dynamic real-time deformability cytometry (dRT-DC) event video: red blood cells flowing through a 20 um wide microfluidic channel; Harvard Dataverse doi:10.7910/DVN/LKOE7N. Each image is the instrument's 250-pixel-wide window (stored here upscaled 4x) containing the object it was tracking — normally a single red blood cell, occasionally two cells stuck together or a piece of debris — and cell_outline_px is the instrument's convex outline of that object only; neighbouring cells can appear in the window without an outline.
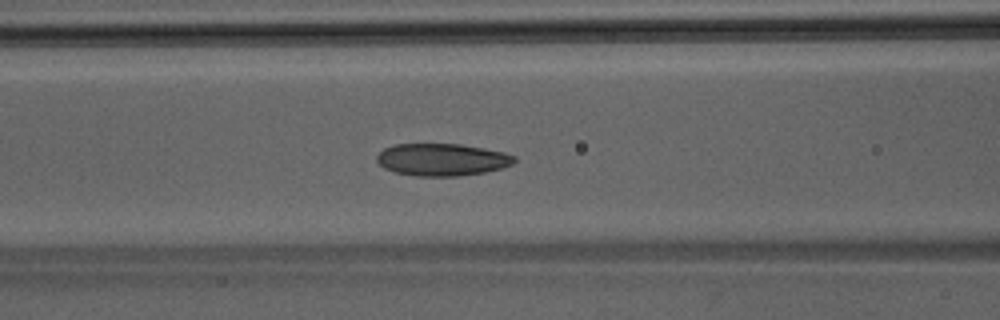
{"species": "Egyptian fruit bat (a non-hibernating species)", "species_latin": "Rousettus aegyptiacus", "temperature_condition": "room temperature", "stored_images_in_passage": 32, "camera_frame_rate_fps": 3000, "um_per_image_px": 0.085, "animal": {"sex": "male"}, "frame": {"image": 1, "passage_image": 5, "time_ms": 1.333, "image_size_px": [1000, 320], "cell_outline_px": [[516, 160], [512, 164], [500, 168], [484, 172], [456, 176], [416, 176], [396, 172], [384, 168], [376, 160], [376, 156], [384, 148], [396, 144], [460, 144], [484, 148], [504, 152], [516, 156]], "centroid_in_image_um": [37.57, 13.56], "position_along_channel_um": 129.0, "area_um2": 25.78}}
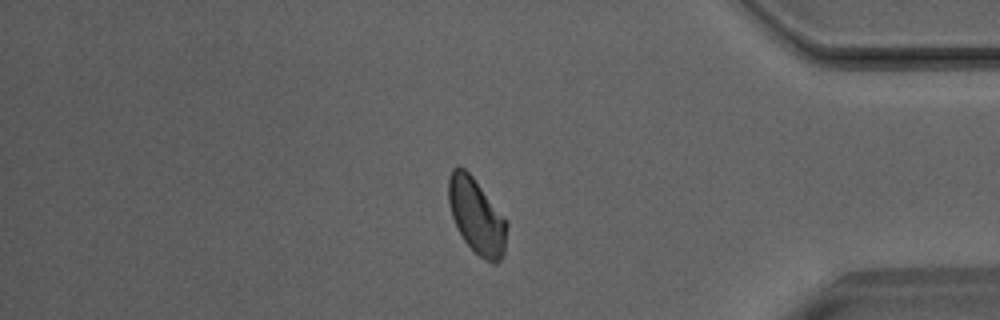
{"frame": {"image": 2, "passage_image": 25, "time_ms": 8.0, "image_size_px": [1000, 320], "cell_outline_px": [[508, 224], [504, 252], [500, 260], [496, 264], [492, 264], [484, 260], [464, 240], [456, 228], [452, 216], [448, 200], [448, 176], [452, 168], [464, 168], [472, 176], [508, 220]], "centroid_in_image_um": [40.52, 18.38], "position_along_channel_um": 394.7, "area_um2": 25.72}}
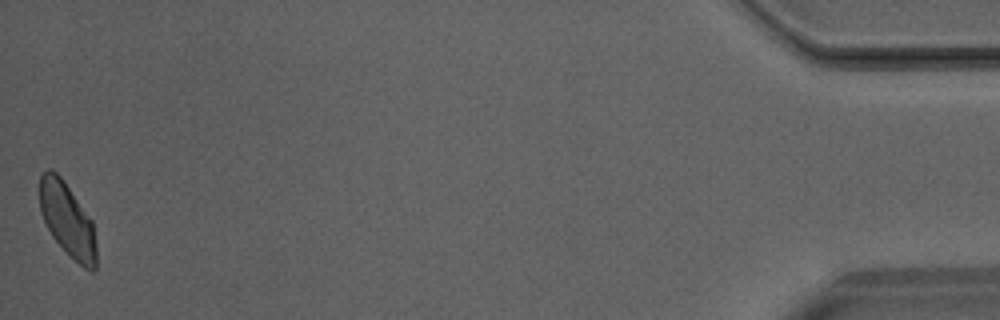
{"frame": {"image": 3, "passage_image": 32, "time_ms": 10.333, "image_size_px": [1000, 320], "cell_outline_px": [[96, 268], [92, 272], [84, 268], [52, 236], [40, 212], [40, 176], [48, 168], [52, 168], [64, 180], [92, 220], [96, 244]], "centroid_in_image_um": [5.74, 18.65], "position_along_channel_um": 429.5, "area_um2": 24.04}}